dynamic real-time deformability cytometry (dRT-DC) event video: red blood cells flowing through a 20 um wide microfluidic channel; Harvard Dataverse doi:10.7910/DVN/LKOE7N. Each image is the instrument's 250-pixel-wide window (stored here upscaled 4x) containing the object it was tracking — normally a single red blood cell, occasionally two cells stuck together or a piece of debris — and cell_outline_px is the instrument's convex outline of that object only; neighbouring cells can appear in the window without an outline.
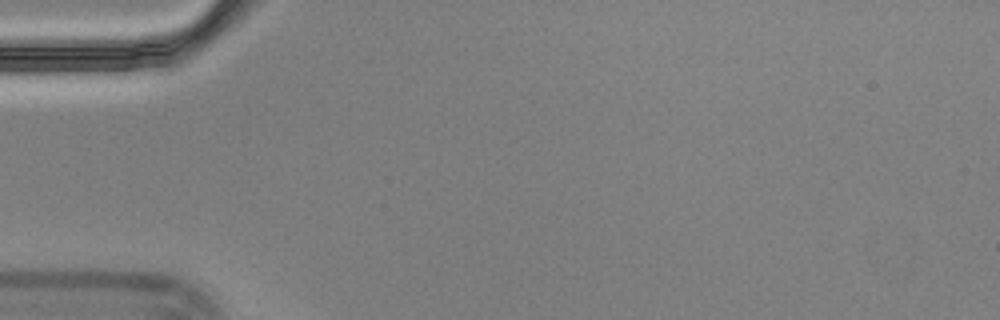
{"species": "Egyptian fruit bat (a non-hibernating species)", "species_latin": "Rousettus aegyptiacus", "temperature_condition": "cold", "stored_images_in_passage": 4, "camera_frame_rate_fps": 3000, "um_per_image_px": 0.085, "animal": {"sex": "male"}, "frame": {"image": 1, "passage_image": 1, "time_ms": 0.0, "image_size_px": [1000, 320], "cell_outline_px": [[280, 48], [264, 64], [244, 80], [232, 88], [216, 92], [216, 88], [220, 80], [232, 64], [244, 52], [264, 36], [280, 36]], "centroid_in_image_um": [21.21, 5.28], "position_along_channel_um": 63.8, "area_um2": 10.35}}